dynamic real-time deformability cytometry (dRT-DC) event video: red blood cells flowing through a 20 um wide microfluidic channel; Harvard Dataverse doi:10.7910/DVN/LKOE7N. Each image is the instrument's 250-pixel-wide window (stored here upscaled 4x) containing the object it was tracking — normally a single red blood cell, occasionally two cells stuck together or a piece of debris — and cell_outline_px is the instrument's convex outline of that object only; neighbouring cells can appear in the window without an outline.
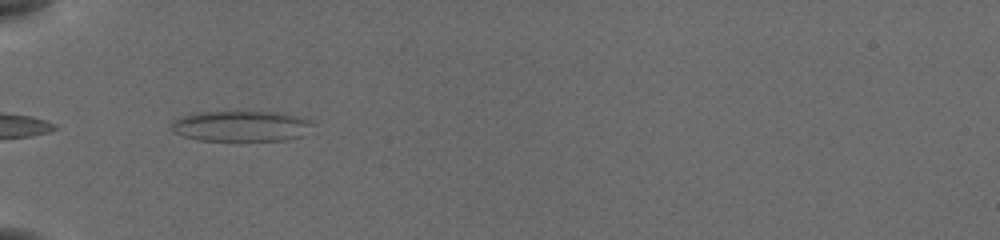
{"species": "common noctule bat (a hibernating species)", "species_latin": "Nyctalus noctula", "temperature_condition": "cold", "stored_images_in_passage": 18, "camera_frame_rate_fps": 3000, "um_per_image_px": 0.085, "animal": {"sex": "female", "body_mass_g": 19.5, "forearm_length_mm": 54.1}, "frame": {"image": 1, "passage_image": 1, "time_ms": 0.0, "image_size_px": [1000, 240], "cell_outline_px": [[312, 124], [304, 136], [284, 140], [196, 140], [172, 132], [172, 120], [196, 112], [276, 112], [300, 116], [312, 120]], "centroid_in_image_um": [20.5, 10.72], "position_along_channel_um": 64.5, "area_um2": 25.2}}
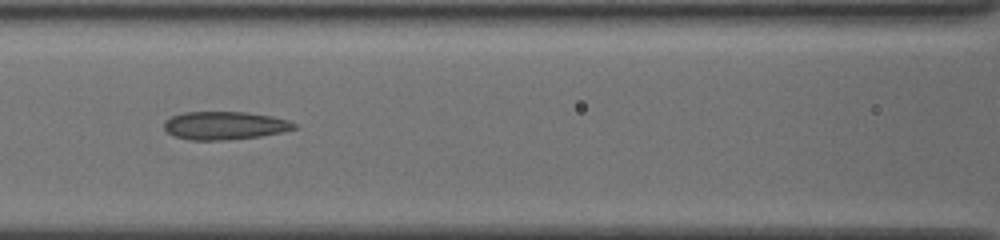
{"frame": {"image": 2, "passage_image": 8, "time_ms": 2.333, "image_size_px": [1000, 240], "cell_outline_px": [[296, 128], [280, 132], [260, 136], [224, 140], [192, 140], [172, 136], [164, 128], [164, 120], [172, 116], [184, 112], [248, 112], [272, 116], [288, 120], [296, 124]], "centroid_in_image_um": [19.07, 10.66], "position_along_channel_um": 147.5, "area_um2": 21.27}}
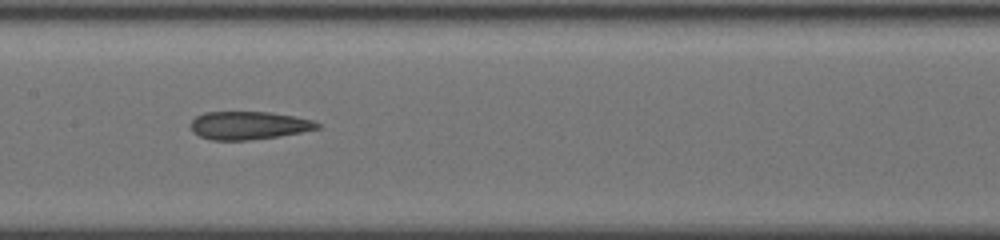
{"frame": {"image": 3, "passage_image": 11, "time_ms": 3.333, "image_size_px": [1000, 240], "cell_outline_px": [[320, 128], [300, 132], [276, 136], [248, 140], [212, 140], [200, 136], [192, 132], [192, 120], [196, 116], [204, 112], [272, 112], [312, 120], [320, 124]], "centroid_in_image_um": [21.12, 10.65], "position_along_channel_um": 186.3, "area_um2": 20.46}}